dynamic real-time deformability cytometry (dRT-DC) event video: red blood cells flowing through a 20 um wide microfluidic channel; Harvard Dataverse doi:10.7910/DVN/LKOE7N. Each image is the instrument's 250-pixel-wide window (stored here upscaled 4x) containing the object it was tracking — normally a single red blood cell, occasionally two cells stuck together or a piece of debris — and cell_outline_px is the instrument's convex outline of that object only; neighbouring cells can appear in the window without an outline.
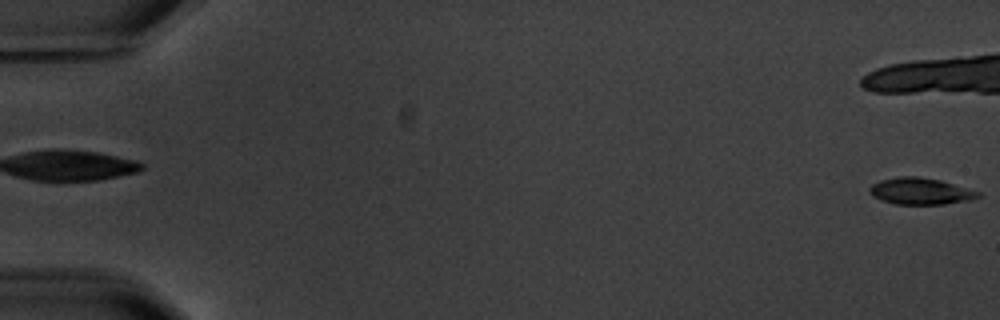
{"species": "common noctule bat (a hibernating species)", "species_latin": "Nyctalus noctula", "temperature_condition": "warm", "stored_images_in_passage": 6, "segment_of_instrument_passage": [2, 2], "camera_frame_rate_fps": 3000, "um_per_image_px": 0.085, "animal": {"sex": "male", "body_mass_g": 20.1, "forearm_length_mm": 53.5}, "frame": {"image": 1, "passage_image": 6, "time_ms": 6.333, "image_size_px": [1000, 320], "cell_outline_px": [[980, 196], [968, 200], [944, 204], [896, 204], [880, 200], [872, 196], [868, 192], [868, 188], [872, 184], [880, 180], [896, 176], [916, 176], [940, 180], [980, 192]], "centroid_in_image_um": [78.16, 16.24], "position_along_channel_um": 6.8, "area_um2": 16.82}}